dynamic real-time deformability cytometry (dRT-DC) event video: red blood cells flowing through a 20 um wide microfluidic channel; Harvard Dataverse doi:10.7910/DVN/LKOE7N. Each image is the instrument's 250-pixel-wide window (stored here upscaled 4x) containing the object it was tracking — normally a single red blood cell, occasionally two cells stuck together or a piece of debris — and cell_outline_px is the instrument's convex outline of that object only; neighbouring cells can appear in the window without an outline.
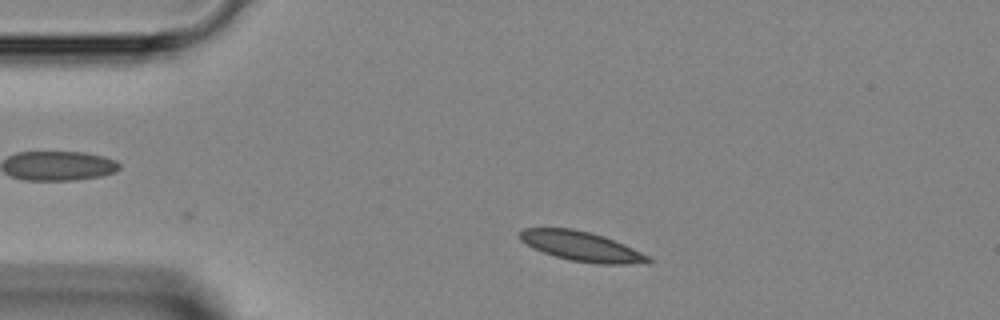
{"species": "Egyptian fruit bat (a non-hibernating species)", "species_latin": "Rousettus aegyptiacus", "temperature_condition": "room temperature", "stored_images_in_passage": 28, "camera_frame_rate_fps": 3000, "um_per_image_px": 0.085, "animal": {"sex": "female"}, "frame": {"image": 1, "passage_image": 1, "time_ms": 0.0, "image_size_px": [1000, 320], "cell_outline_px": [[652, 260], [648, 264], [596, 264], [572, 260], [556, 256], [532, 248], [520, 240], [520, 232], [524, 228], [572, 228], [604, 236], [624, 244], [652, 256]], "centroid_in_image_um": [49.5, 20.95], "position_along_channel_um": 35.5, "area_um2": 22.25}}
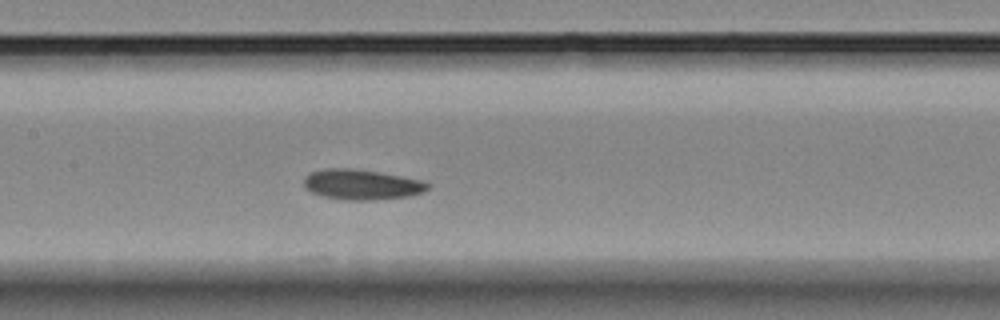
{"frame": {"image": 2, "passage_image": 13, "time_ms": 4.0, "image_size_px": [1000, 320], "cell_outline_px": [[432, 184], [424, 192], [408, 196], [372, 200], [344, 200], [320, 196], [304, 188], [304, 176], [312, 172], [328, 168], [352, 168], [424, 180]], "centroid_in_image_um": [30.74, 15.69], "position_along_channel_um": 176.7, "area_um2": 21.91}}
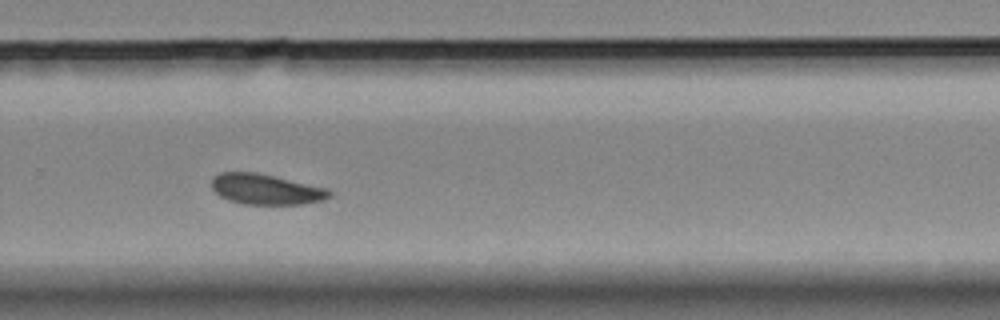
{"frame": {"image": 3, "passage_image": 22, "time_ms": 7.0, "image_size_px": [1000, 320], "cell_outline_px": [[332, 196], [324, 200], [304, 204], [244, 204], [228, 200], [220, 196], [212, 188], [212, 176], [220, 172], [256, 172], [328, 188], [332, 192]], "centroid_in_image_um": [22.62, 16.09], "position_along_channel_um": 307.2, "area_um2": 21.04}}